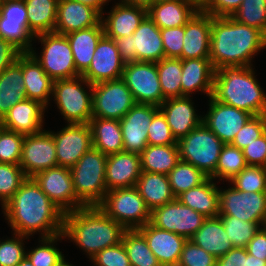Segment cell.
I'll return each instance as SVG.
<instances>
[{
	"label": "cell",
	"mask_w": 266,
	"mask_h": 266,
	"mask_svg": "<svg viewBox=\"0 0 266 266\" xmlns=\"http://www.w3.org/2000/svg\"><path fill=\"white\" fill-rule=\"evenodd\" d=\"M2 209L14 233L29 237L38 231L41 237H51L63 232L65 213L33 178H27Z\"/></svg>",
	"instance_id": "1"
},
{
	"label": "cell",
	"mask_w": 266,
	"mask_h": 266,
	"mask_svg": "<svg viewBox=\"0 0 266 266\" xmlns=\"http://www.w3.org/2000/svg\"><path fill=\"white\" fill-rule=\"evenodd\" d=\"M266 48V35L232 17L212 16L210 61L215 70L253 66V57Z\"/></svg>",
	"instance_id": "2"
},
{
	"label": "cell",
	"mask_w": 266,
	"mask_h": 266,
	"mask_svg": "<svg viewBox=\"0 0 266 266\" xmlns=\"http://www.w3.org/2000/svg\"><path fill=\"white\" fill-rule=\"evenodd\" d=\"M126 229L98 206H84L64 214L63 232L91 259L102 249L122 242Z\"/></svg>",
	"instance_id": "3"
},
{
	"label": "cell",
	"mask_w": 266,
	"mask_h": 266,
	"mask_svg": "<svg viewBox=\"0 0 266 266\" xmlns=\"http://www.w3.org/2000/svg\"><path fill=\"white\" fill-rule=\"evenodd\" d=\"M252 68L224 67L215 70L212 97L253 116L266 115V93Z\"/></svg>",
	"instance_id": "4"
},
{
	"label": "cell",
	"mask_w": 266,
	"mask_h": 266,
	"mask_svg": "<svg viewBox=\"0 0 266 266\" xmlns=\"http://www.w3.org/2000/svg\"><path fill=\"white\" fill-rule=\"evenodd\" d=\"M106 161L107 156L92 147L70 168L76 196L85 206H98L108 192Z\"/></svg>",
	"instance_id": "5"
},
{
	"label": "cell",
	"mask_w": 266,
	"mask_h": 266,
	"mask_svg": "<svg viewBox=\"0 0 266 266\" xmlns=\"http://www.w3.org/2000/svg\"><path fill=\"white\" fill-rule=\"evenodd\" d=\"M180 160L192 164L206 176L215 179L224 143L202 122L177 141Z\"/></svg>",
	"instance_id": "6"
},
{
	"label": "cell",
	"mask_w": 266,
	"mask_h": 266,
	"mask_svg": "<svg viewBox=\"0 0 266 266\" xmlns=\"http://www.w3.org/2000/svg\"><path fill=\"white\" fill-rule=\"evenodd\" d=\"M82 84V85H81ZM85 85L89 92L85 90ZM92 84L84 77L53 81L52 96L64 120L72 124H88L92 118Z\"/></svg>",
	"instance_id": "7"
},
{
	"label": "cell",
	"mask_w": 266,
	"mask_h": 266,
	"mask_svg": "<svg viewBox=\"0 0 266 266\" xmlns=\"http://www.w3.org/2000/svg\"><path fill=\"white\" fill-rule=\"evenodd\" d=\"M98 207L126 230L138 229L150 222L151 211L135 186L108 191Z\"/></svg>",
	"instance_id": "8"
},
{
	"label": "cell",
	"mask_w": 266,
	"mask_h": 266,
	"mask_svg": "<svg viewBox=\"0 0 266 266\" xmlns=\"http://www.w3.org/2000/svg\"><path fill=\"white\" fill-rule=\"evenodd\" d=\"M35 38L43 44L41 56L33 48L29 53L53 81L80 76L76 71L72 49L66 35L50 32L39 34Z\"/></svg>",
	"instance_id": "9"
},
{
	"label": "cell",
	"mask_w": 266,
	"mask_h": 266,
	"mask_svg": "<svg viewBox=\"0 0 266 266\" xmlns=\"http://www.w3.org/2000/svg\"><path fill=\"white\" fill-rule=\"evenodd\" d=\"M92 117L120 120L136 104L122 78L92 86Z\"/></svg>",
	"instance_id": "10"
},
{
	"label": "cell",
	"mask_w": 266,
	"mask_h": 266,
	"mask_svg": "<svg viewBox=\"0 0 266 266\" xmlns=\"http://www.w3.org/2000/svg\"><path fill=\"white\" fill-rule=\"evenodd\" d=\"M122 79L136 103L160 106L164 102L156 63H125Z\"/></svg>",
	"instance_id": "11"
},
{
	"label": "cell",
	"mask_w": 266,
	"mask_h": 266,
	"mask_svg": "<svg viewBox=\"0 0 266 266\" xmlns=\"http://www.w3.org/2000/svg\"><path fill=\"white\" fill-rule=\"evenodd\" d=\"M219 215L266 224V192H243L233 186L219 189Z\"/></svg>",
	"instance_id": "12"
},
{
	"label": "cell",
	"mask_w": 266,
	"mask_h": 266,
	"mask_svg": "<svg viewBox=\"0 0 266 266\" xmlns=\"http://www.w3.org/2000/svg\"><path fill=\"white\" fill-rule=\"evenodd\" d=\"M204 217L199 212L185 206L178 199L155 208L150 213V224L185 237L189 240L202 226Z\"/></svg>",
	"instance_id": "13"
},
{
	"label": "cell",
	"mask_w": 266,
	"mask_h": 266,
	"mask_svg": "<svg viewBox=\"0 0 266 266\" xmlns=\"http://www.w3.org/2000/svg\"><path fill=\"white\" fill-rule=\"evenodd\" d=\"M48 198L64 213L84 207L77 198L70 168L56 166L32 177Z\"/></svg>",
	"instance_id": "14"
},
{
	"label": "cell",
	"mask_w": 266,
	"mask_h": 266,
	"mask_svg": "<svg viewBox=\"0 0 266 266\" xmlns=\"http://www.w3.org/2000/svg\"><path fill=\"white\" fill-rule=\"evenodd\" d=\"M19 166L27 178L58 166L56 146L51 131L43 130L36 134L25 135Z\"/></svg>",
	"instance_id": "15"
},
{
	"label": "cell",
	"mask_w": 266,
	"mask_h": 266,
	"mask_svg": "<svg viewBox=\"0 0 266 266\" xmlns=\"http://www.w3.org/2000/svg\"><path fill=\"white\" fill-rule=\"evenodd\" d=\"M0 37L11 42L22 53L29 52L35 36L29 31L23 0H9L0 5Z\"/></svg>",
	"instance_id": "16"
},
{
	"label": "cell",
	"mask_w": 266,
	"mask_h": 266,
	"mask_svg": "<svg viewBox=\"0 0 266 266\" xmlns=\"http://www.w3.org/2000/svg\"><path fill=\"white\" fill-rule=\"evenodd\" d=\"M159 106L136 103L120 119L123 151L141 154L148 146V127Z\"/></svg>",
	"instance_id": "17"
},
{
	"label": "cell",
	"mask_w": 266,
	"mask_h": 266,
	"mask_svg": "<svg viewBox=\"0 0 266 266\" xmlns=\"http://www.w3.org/2000/svg\"><path fill=\"white\" fill-rule=\"evenodd\" d=\"M56 146L58 166L71 168L92 146L91 129L88 124L68 125L57 133L52 132Z\"/></svg>",
	"instance_id": "18"
},
{
	"label": "cell",
	"mask_w": 266,
	"mask_h": 266,
	"mask_svg": "<svg viewBox=\"0 0 266 266\" xmlns=\"http://www.w3.org/2000/svg\"><path fill=\"white\" fill-rule=\"evenodd\" d=\"M209 111L203 117V123L224 143L233 141L235 135L253 116L249 112L238 109L209 97Z\"/></svg>",
	"instance_id": "19"
},
{
	"label": "cell",
	"mask_w": 266,
	"mask_h": 266,
	"mask_svg": "<svg viewBox=\"0 0 266 266\" xmlns=\"http://www.w3.org/2000/svg\"><path fill=\"white\" fill-rule=\"evenodd\" d=\"M124 66L115 40L104 35L97 44L90 66L81 76L92 85L116 80L122 78Z\"/></svg>",
	"instance_id": "20"
},
{
	"label": "cell",
	"mask_w": 266,
	"mask_h": 266,
	"mask_svg": "<svg viewBox=\"0 0 266 266\" xmlns=\"http://www.w3.org/2000/svg\"><path fill=\"white\" fill-rule=\"evenodd\" d=\"M159 110L165 116L176 141L203 122V117L197 115L190 96L165 99Z\"/></svg>",
	"instance_id": "21"
},
{
	"label": "cell",
	"mask_w": 266,
	"mask_h": 266,
	"mask_svg": "<svg viewBox=\"0 0 266 266\" xmlns=\"http://www.w3.org/2000/svg\"><path fill=\"white\" fill-rule=\"evenodd\" d=\"M141 172L140 154L122 151L108 155L105 174L107 191L136 186Z\"/></svg>",
	"instance_id": "22"
},
{
	"label": "cell",
	"mask_w": 266,
	"mask_h": 266,
	"mask_svg": "<svg viewBox=\"0 0 266 266\" xmlns=\"http://www.w3.org/2000/svg\"><path fill=\"white\" fill-rule=\"evenodd\" d=\"M162 266H177L187 239L176 233L154 227L150 223L137 229Z\"/></svg>",
	"instance_id": "23"
},
{
	"label": "cell",
	"mask_w": 266,
	"mask_h": 266,
	"mask_svg": "<svg viewBox=\"0 0 266 266\" xmlns=\"http://www.w3.org/2000/svg\"><path fill=\"white\" fill-rule=\"evenodd\" d=\"M46 108L39 101L25 99L11 107L0 123L3 128L23 135L36 134L43 131Z\"/></svg>",
	"instance_id": "24"
},
{
	"label": "cell",
	"mask_w": 266,
	"mask_h": 266,
	"mask_svg": "<svg viewBox=\"0 0 266 266\" xmlns=\"http://www.w3.org/2000/svg\"><path fill=\"white\" fill-rule=\"evenodd\" d=\"M100 21L101 14L93 7L75 0H58L54 32L66 35L96 26Z\"/></svg>",
	"instance_id": "25"
},
{
	"label": "cell",
	"mask_w": 266,
	"mask_h": 266,
	"mask_svg": "<svg viewBox=\"0 0 266 266\" xmlns=\"http://www.w3.org/2000/svg\"><path fill=\"white\" fill-rule=\"evenodd\" d=\"M212 15L197 11L185 24L182 59L210 58Z\"/></svg>",
	"instance_id": "26"
},
{
	"label": "cell",
	"mask_w": 266,
	"mask_h": 266,
	"mask_svg": "<svg viewBox=\"0 0 266 266\" xmlns=\"http://www.w3.org/2000/svg\"><path fill=\"white\" fill-rule=\"evenodd\" d=\"M107 18L101 16L104 35L110 39L132 36L140 23L147 16V10L125 4L120 1L108 12Z\"/></svg>",
	"instance_id": "27"
},
{
	"label": "cell",
	"mask_w": 266,
	"mask_h": 266,
	"mask_svg": "<svg viewBox=\"0 0 266 266\" xmlns=\"http://www.w3.org/2000/svg\"><path fill=\"white\" fill-rule=\"evenodd\" d=\"M214 74L210 58L182 59L181 97L194 91L212 96Z\"/></svg>",
	"instance_id": "28"
},
{
	"label": "cell",
	"mask_w": 266,
	"mask_h": 266,
	"mask_svg": "<svg viewBox=\"0 0 266 266\" xmlns=\"http://www.w3.org/2000/svg\"><path fill=\"white\" fill-rule=\"evenodd\" d=\"M136 61L156 63L165 58L160 29L147 15L132 35Z\"/></svg>",
	"instance_id": "29"
},
{
	"label": "cell",
	"mask_w": 266,
	"mask_h": 266,
	"mask_svg": "<svg viewBox=\"0 0 266 266\" xmlns=\"http://www.w3.org/2000/svg\"><path fill=\"white\" fill-rule=\"evenodd\" d=\"M22 73L27 99L39 101L48 107L53 80L29 52L22 53Z\"/></svg>",
	"instance_id": "30"
},
{
	"label": "cell",
	"mask_w": 266,
	"mask_h": 266,
	"mask_svg": "<svg viewBox=\"0 0 266 266\" xmlns=\"http://www.w3.org/2000/svg\"><path fill=\"white\" fill-rule=\"evenodd\" d=\"M198 10L186 0H157L147 15L159 29L184 26Z\"/></svg>",
	"instance_id": "31"
},
{
	"label": "cell",
	"mask_w": 266,
	"mask_h": 266,
	"mask_svg": "<svg viewBox=\"0 0 266 266\" xmlns=\"http://www.w3.org/2000/svg\"><path fill=\"white\" fill-rule=\"evenodd\" d=\"M103 36L104 28L101 21L96 26L66 34L76 71L80 75L90 66L97 44Z\"/></svg>",
	"instance_id": "32"
},
{
	"label": "cell",
	"mask_w": 266,
	"mask_h": 266,
	"mask_svg": "<svg viewBox=\"0 0 266 266\" xmlns=\"http://www.w3.org/2000/svg\"><path fill=\"white\" fill-rule=\"evenodd\" d=\"M214 179L208 177L203 183L176 197L185 206L206 218L219 216V188Z\"/></svg>",
	"instance_id": "33"
},
{
	"label": "cell",
	"mask_w": 266,
	"mask_h": 266,
	"mask_svg": "<svg viewBox=\"0 0 266 266\" xmlns=\"http://www.w3.org/2000/svg\"><path fill=\"white\" fill-rule=\"evenodd\" d=\"M189 240L216 258L234 248L219 216L206 218Z\"/></svg>",
	"instance_id": "34"
},
{
	"label": "cell",
	"mask_w": 266,
	"mask_h": 266,
	"mask_svg": "<svg viewBox=\"0 0 266 266\" xmlns=\"http://www.w3.org/2000/svg\"><path fill=\"white\" fill-rule=\"evenodd\" d=\"M27 99L22 73V53L0 75V120L18 102Z\"/></svg>",
	"instance_id": "35"
},
{
	"label": "cell",
	"mask_w": 266,
	"mask_h": 266,
	"mask_svg": "<svg viewBox=\"0 0 266 266\" xmlns=\"http://www.w3.org/2000/svg\"><path fill=\"white\" fill-rule=\"evenodd\" d=\"M88 125L91 129L93 148L106 156L123 151L119 120L92 117Z\"/></svg>",
	"instance_id": "36"
},
{
	"label": "cell",
	"mask_w": 266,
	"mask_h": 266,
	"mask_svg": "<svg viewBox=\"0 0 266 266\" xmlns=\"http://www.w3.org/2000/svg\"><path fill=\"white\" fill-rule=\"evenodd\" d=\"M135 187L150 211L176 198L165 174L142 171Z\"/></svg>",
	"instance_id": "37"
},
{
	"label": "cell",
	"mask_w": 266,
	"mask_h": 266,
	"mask_svg": "<svg viewBox=\"0 0 266 266\" xmlns=\"http://www.w3.org/2000/svg\"><path fill=\"white\" fill-rule=\"evenodd\" d=\"M28 15L29 31L37 36L54 32L58 0H23Z\"/></svg>",
	"instance_id": "38"
},
{
	"label": "cell",
	"mask_w": 266,
	"mask_h": 266,
	"mask_svg": "<svg viewBox=\"0 0 266 266\" xmlns=\"http://www.w3.org/2000/svg\"><path fill=\"white\" fill-rule=\"evenodd\" d=\"M140 158L142 171L168 175L180 161L178 145H148Z\"/></svg>",
	"instance_id": "39"
},
{
	"label": "cell",
	"mask_w": 266,
	"mask_h": 266,
	"mask_svg": "<svg viewBox=\"0 0 266 266\" xmlns=\"http://www.w3.org/2000/svg\"><path fill=\"white\" fill-rule=\"evenodd\" d=\"M131 266H162L137 230H126L122 237Z\"/></svg>",
	"instance_id": "40"
},
{
	"label": "cell",
	"mask_w": 266,
	"mask_h": 266,
	"mask_svg": "<svg viewBox=\"0 0 266 266\" xmlns=\"http://www.w3.org/2000/svg\"><path fill=\"white\" fill-rule=\"evenodd\" d=\"M156 66L163 97H181L182 60L164 58L156 62Z\"/></svg>",
	"instance_id": "41"
},
{
	"label": "cell",
	"mask_w": 266,
	"mask_h": 266,
	"mask_svg": "<svg viewBox=\"0 0 266 266\" xmlns=\"http://www.w3.org/2000/svg\"><path fill=\"white\" fill-rule=\"evenodd\" d=\"M167 177L175 197L200 185L208 178L201 170L182 160L169 172Z\"/></svg>",
	"instance_id": "42"
},
{
	"label": "cell",
	"mask_w": 266,
	"mask_h": 266,
	"mask_svg": "<svg viewBox=\"0 0 266 266\" xmlns=\"http://www.w3.org/2000/svg\"><path fill=\"white\" fill-rule=\"evenodd\" d=\"M246 166L243 151L230 143L224 144L215 170V180L218 178L219 181L224 179L229 182Z\"/></svg>",
	"instance_id": "43"
},
{
	"label": "cell",
	"mask_w": 266,
	"mask_h": 266,
	"mask_svg": "<svg viewBox=\"0 0 266 266\" xmlns=\"http://www.w3.org/2000/svg\"><path fill=\"white\" fill-rule=\"evenodd\" d=\"M219 217L234 247L246 248L258 230L265 226L261 222H246L232 216L219 215Z\"/></svg>",
	"instance_id": "44"
},
{
	"label": "cell",
	"mask_w": 266,
	"mask_h": 266,
	"mask_svg": "<svg viewBox=\"0 0 266 266\" xmlns=\"http://www.w3.org/2000/svg\"><path fill=\"white\" fill-rule=\"evenodd\" d=\"M231 17L238 23L259 29L266 35V0H243Z\"/></svg>",
	"instance_id": "45"
},
{
	"label": "cell",
	"mask_w": 266,
	"mask_h": 266,
	"mask_svg": "<svg viewBox=\"0 0 266 266\" xmlns=\"http://www.w3.org/2000/svg\"><path fill=\"white\" fill-rule=\"evenodd\" d=\"M40 246L29 250L26 257L34 266H57L64 257L61 251L55 247L58 240L64 239V235L58 234L51 237H40Z\"/></svg>",
	"instance_id": "46"
},
{
	"label": "cell",
	"mask_w": 266,
	"mask_h": 266,
	"mask_svg": "<svg viewBox=\"0 0 266 266\" xmlns=\"http://www.w3.org/2000/svg\"><path fill=\"white\" fill-rule=\"evenodd\" d=\"M26 179L27 176L19 165L0 163V201L2 207L19 190Z\"/></svg>",
	"instance_id": "47"
},
{
	"label": "cell",
	"mask_w": 266,
	"mask_h": 266,
	"mask_svg": "<svg viewBox=\"0 0 266 266\" xmlns=\"http://www.w3.org/2000/svg\"><path fill=\"white\" fill-rule=\"evenodd\" d=\"M234 188L243 192H266V168L247 165L229 181Z\"/></svg>",
	"instance_id": "48"
},
{
	"label": "cell",
	"mask_w": 266,
	"mask_h": 266,
	"mask_svg": "<svg viewBox=\"0 0 266 266\" xmlns=\"http://www.w3.org/2000/svg\"><path fill=\"white\" fill-rule=\"evenodd\" d=\"M24 137L3 127L0 129V163L20 164Z\"/></svg>",
	"instance_id": "49"
},
{
	"label": "cell",
	"mask_w": 266,
	"mask_h": 266,
	"mask_svg": "<svg viewBox=\"0 0 266 266\" xmlns=\"http://www.w3.org/2000/svg\"><path fill=\"white\" fill-rule=\"evenodd\" d=\"M266 132V115L252 116L235 135L231 145L243 150Z\"/></svg>",
	"instance_id": "50"
},
{
	"label": "cell",
	"mask_w": 266,
	"mask_h": 266,
	"mask_svg": "<svg viewBox=\"0 0 266 266\" xmlns=\"http://www.w3.org/2000/svg\"><path fill=\"white\" fill-rule=\"evenodd\" d=\"M13 235L12 239L0 241V266H17L26 256L23 240L29 237L17 233Z\"/></svg>",
	"instance_id": "51"
},
{
	"label": "cell",
	"mask_w": 266,
	"mask_h": 266,
	"mask_svg": "<svg viewBox=\"0 0 266 266\" xmlns=\"http://www.w3.org/2000/svg\"><path fill=\"white\" fill-rule=\"evenodd\" d=\"M148 145H177L163 113L159 110L148 127Z\"/></svg>",
	"instance_id": "52"
},
{
	"label": "cell",
	"mask_w": 266,
	"mask_h": 266,
	"mask_svg": "<svg viewBox=\"0 0 266 266\" xmlns=\"http://www.w3.org/2000/svg\"><path fill=\"white\" fill-rule=\"evenodd\" d=\"M217 258L191 240L184 243L177 266H216Z\"/></svg>",
	"instance_id": "53"
},
{
	"label": "cell",
	"mask_w": 266,
	"mask_h": 266,
	"mask_svg": "<svg viewBox=\"0 0 266 266\" xmlns=\"http://www.w3.org/2000/svg\"><path fill=\"white\" fill-rule=\"evenodd\" d=\"M165 58H176L182 60L183 37L185 25L174 28L160 29Z\"/></svg>",
	"instance_id": "54"
},
{
	"label": "cell",
	"mask_w": 266,
	"mask_h": 266,
	"mask_svg": "<svg viewBox=\"0 0 266 266\" xmlns=\"http://www.w3.org/2000/svg\"><path fill=\"white\" fill-rule=\"evenodd\" d=\"M95 266H131L123 243L102 249L91 259Z\"/></svg>",
	"instance_id": "55"
},
{
	"label": "cell",
	"mask_w": 266,
	"mask_h": 266,
	"mask_svg": "<svg viewBox=\"0 0 266 266\" xmlns=\"http://www.w3.org/2000/svg\"><path fill=\"white\" fill-rule=\"evenodd\" d=\"M243 155L247 165L262 166L266 165V132L258 139L250 143L243 150Z\"/></svg>",
	"instance_id": "56"
},
{
	"label": "cell",
	"mask_w": 266,
	"mask_h": 266,
	"mask_svg": "<svg viewBox=\"0 0 266 266\" xmlns=\"http://www.w3.org/2000/svg\"><path fill=\"white\" fill-rule=\"evenodd\" d=\"M242 2L243 0H211L202 11L212 16L231 17Z\"/></svg>",
	"instance_id": "57"
},
{
	"label": "cell",
	"mask_w": 266,
	"mask_h": 266,
	"mask_svg": "<svg viewBox=\"0 0 266 266\" xmlns=\"http://www.w3.org/2000/svg\"><path fill=\"white\" fill-rule=\"evenodd\" d=\"M216 266H247V249L234 247L217 258Z\"/></svg>",
	"instance_id": "58"
},
{
	"label": "cell",
	"mask_w": 266,
	"mask_h": 266,
	"mask_svg": "<svg viewBox=\"0 0 266 266\" xmlns=\"http://www.w3.org/2000/svg\"><path fill=\"white\" fill-rule=\"evenodd\" d=\"M21 53L11 42L0 37V75L17 60Z\"/></svg>",
	"instance_id": "59"
},
{
	"label": "cell",
	"mask_w": 266,
	"mask_h": 266,
	"mask_svg": "<svg viewBox=\"0 0 266 266\" xmlns=\"http://www.w3.org/2000/svg\"><path fill=\"white\" fill-rule=\"evenodd\" d=\"M247 252L258 259L266 260V227H261L246 246Z\"/></svg>",
	"instance_id": "60"
},
{
	"label": "cell",
	"mask_w": 266,
	"mask_h": 266,
	"mask_svg": "<svg viewBox=\"0 0 266 266\" xmlns=\"http://www.w3.org/2000/svg\"><path fill=\"white\" fill-rule=\"evenodd\" d=\"M121 59L125 63L135 62L136 53L132 44V36L118 37L115 39Z\"/></svg>",
	"instance_id": "61"
},
{
	"label": "cell",
	"mask_w": 266,
	"mask_h": 266,
	"mask_svg": "<svg viewBox=\"0 0 266 266\" xmlns=\"http://www.w3.org/2000/svg\"><path fill=\"white\" fill-rule=\"evenodd\" d=\"M75 1L93 7L94 9H96L101 14V16H103V14H104L103 13L104 5L107 2H109V0H75Z\"/></svg>",
	"instance_id": "62"
},
{
	"label": "cell",
	"mask_w": 266,
	"mask_h": 266,
	"mask_svg": "<svg viewBox=\"0 0 266 266\" xmlns=\"http://www.w3.org/2000/svg\"><path fill=\"white\" fill-rule=\"evenodd\" d=\"M157 0H121V2L148 10Z\"/></svg>",
	"instance_id": "63"
},
{
	"label": "cell",
	"mask_w": 266,
	"mask_h": 266,
	"mask_svg": "<svg viewBox=\"0 0 266 266\" xmlns=\"http://www.w3.org/2000/svg\"><path fill=\"white\" fill-rule=\"evenodd\" d=\"M247 266H266V260L258 259L247 252Z\"/></svg>",
	"instance_id": "64"
},
{
	"label": "cell",
	"mask_w": 266,
	"mask_h": 266,
	"mask_svg": "<svg viewBox=\"0 0 266 266\" xmlns=\"http://www.w3.org/2000/svg\"><path fill=\"white\" fill-rule=\"evenodd\" d=\"M190 4H192L198 11H202L211 0H186Z\"/></svg>",
	"instance_id": "65"
},
{
	"label": "cell",
	"mask_w": 266,
	"mask_h": 266,
	"mask_svg": "<svg viewBox=\"0 0 266 266\" xmlns=\"http://www.w3.org/2000/svg\"><path fill=\"white\" fill-rule=\"evenodd\" d=\"M17 266H34L30 260L25 256L24 259Z\"/></svg>",
	"instance_id": "66"
},
{
	"label": "cell",
	"mask_w": 266,
	"mask_h": 266,
	"mask_svg": "<svg viewBox=\"0 0 266 266\" xmlns=\"http://www.w3.org/2000/svg\"><path fill=\"white\" fill-rule=\"evenodd\" d=\"M57 266H74V265L66 262L65 259L63 258L62 261Z\"/></svg>",
	"instance_id": "67"
},
{
	"label": "cell",
	"mask_w": 266,
	"mask_h": 266,
	"mask_svg": "<svg viewBox=\"0 0 266 266\" xmlns=\"http://www.w3.org/2000/svg\"><path fill=\"white\" fill-rule=\"evenodd\" d=\"M7 1H9V0H0V5L7 2Z\"/></svg>",
	"instance_id": "68"
}]
</instances>
